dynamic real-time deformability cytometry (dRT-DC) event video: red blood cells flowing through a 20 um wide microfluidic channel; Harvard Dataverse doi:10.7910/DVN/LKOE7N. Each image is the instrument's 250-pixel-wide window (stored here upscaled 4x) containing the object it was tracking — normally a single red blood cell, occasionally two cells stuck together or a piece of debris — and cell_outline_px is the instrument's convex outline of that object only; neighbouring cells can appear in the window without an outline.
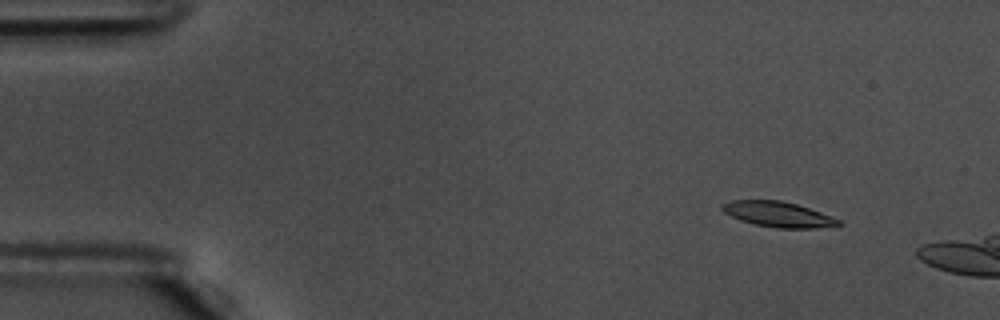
{"species": "common noctule bat (a hibernating species)", "species_latin": "Nyctalus noctula", "temperature_condition": "warm", "stored_images_in_passage": 13, "camera_frame_rate_fps": 3000, "um_per_image_px": 0.085, "animal": {"sex": "male", "body_mass_g": 17.5, "forearm_length_mm": 52.3}, "frame": {"image": 1, "passage_image": 6, "time_ms": 1.667, "image_size_px": [1000, 320], "cell_outline_px": [[840, 224], [812, 228], [776, 228], [756, 224], [740, 220], [724, 212], [720, 208], [720, 204], [732, 200], [780, 200], [796, 204], [820, 212], [840, 220]], "centroid_in_image_um": [66.07, 18.2], "position_along_channel_um": 18.9, "area_um2": 16.88}}